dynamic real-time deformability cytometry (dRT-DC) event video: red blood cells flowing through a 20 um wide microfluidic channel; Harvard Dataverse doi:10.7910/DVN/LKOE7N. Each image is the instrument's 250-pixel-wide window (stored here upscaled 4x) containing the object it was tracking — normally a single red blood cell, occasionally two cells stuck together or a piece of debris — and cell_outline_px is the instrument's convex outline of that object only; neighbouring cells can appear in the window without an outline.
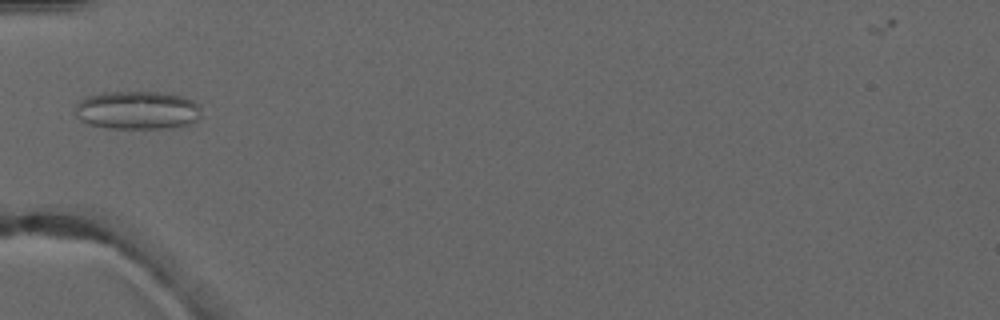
{"species": "common noctule bat (a hibernating species)", "species_latin": "Nyctalus noctula", "temperature_condition": "warm", "stored_images_in_passage": 6, "camera_frame_rate_fps": 3000, "um_per_image_px": 0.085, "animal": {"sex": "male", "forearm_length_mm": 52.5}, "frame": {"image": 1, "passage_image": 6, "time_ms": 5.667, "image_size_px": [1000, 320], "cell_outline_px": [[200, 116], [196, 120], [188, 124], [172, 128], [108, 128], [88, 124], [80, 120], [76, 116], [76, 104], [80, 100], [88, 96], [104, 92], [160, 92], [184, 96], [200, 104]], "centroid_in_image_um": [11.68, 9.36], "position_along_channel_um": 73.3, "area_um2": 28.32}}